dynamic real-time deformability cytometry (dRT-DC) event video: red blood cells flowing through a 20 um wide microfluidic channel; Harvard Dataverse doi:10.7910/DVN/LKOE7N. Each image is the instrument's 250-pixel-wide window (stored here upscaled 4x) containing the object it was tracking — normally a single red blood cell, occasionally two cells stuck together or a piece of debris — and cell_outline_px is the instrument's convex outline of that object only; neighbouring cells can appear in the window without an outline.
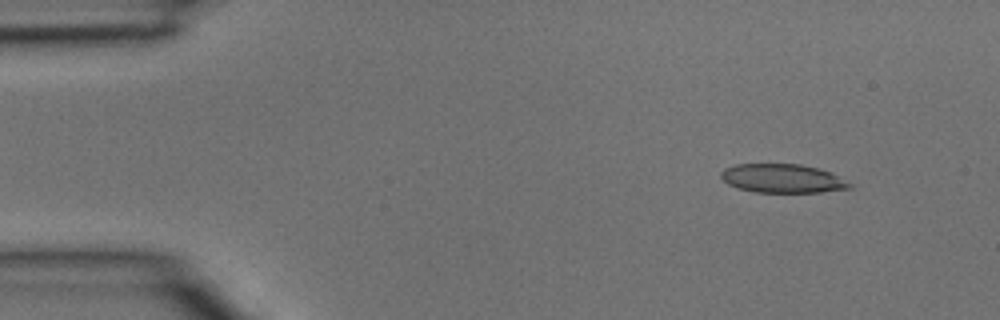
{"species": "common noctule bat (a hibernating species)", "species_latin": "Nyctalus noctula", "temperature_condition": "room temperature", "stored_images_in_passage": 40, "camera_frame_rate_fps": 3000, "um_per_image_px": 0.085, "animal": {"sex": "male", "body_mass_g": 15.6}, "frame": {"image": 1, "passage_image": 4, "time_ms": 1.0, "image_size_px": [1000, 320], "cell_outline_px": [[852, 188], [820, 192], [752, 192], [736, 188], [728, 184], [720, 176], [720, 172], [724, 168], [736, 164], [800, 164], [820, 168], [832, 172], [852, 184]], "centroid_in_image_um": [66.51, 15.16], "position_along_channel_um": 18.5, "area_um2": 21.79}}
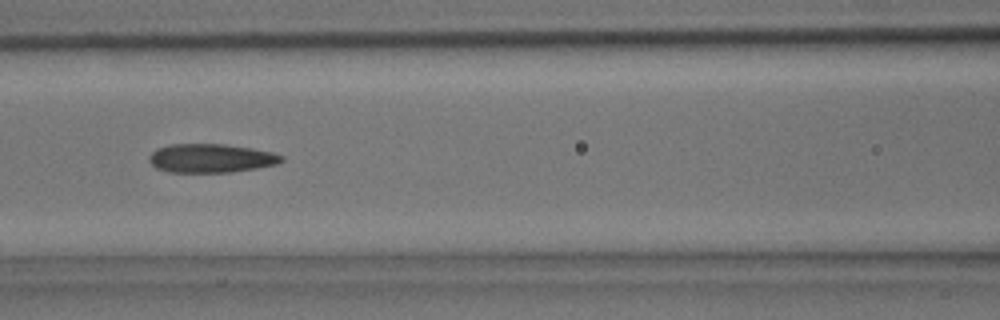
{"frame": {"image": 2, "passage_image": 17, "time_ms": 5.333, "image_size_px": [1000, 320], "cell_outline_px": [[284, 160], [276, 164], [256, 168], [232, 172], [168, 172], [156, 168], [148, 160], [148, 156], [156, 148], [168, 144], [224, 144], [252, 148], [272, 152], [284, 156]], "centroid_in_image_um": [17.91, 13.44], "position_along_channel_um": 148.7, "area_um2": 22.31}}
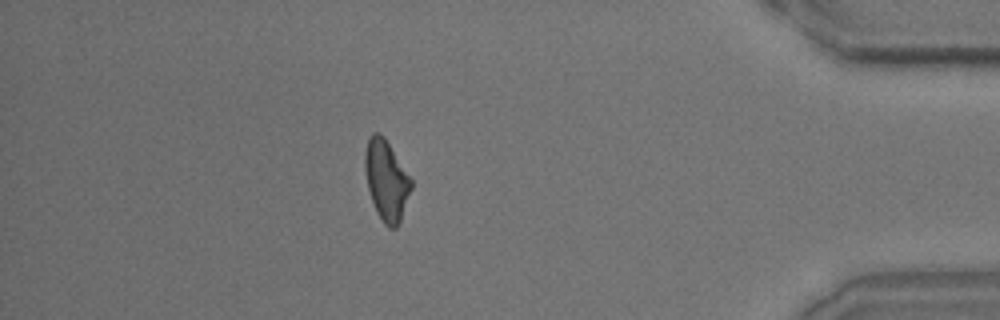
{"frame": {"image": 3, "passage_image": 35, "time_ms": 11.333, "image_size_px": [1000, 320], "cell_outline_px": [[412, 188], [400, 224], [396, 228], [388, 228], [384, 224], [376, 212], [368, 188], [364, 168], [364, 152], [368, 136], [372, 132], [380, 132], [384, 136], [412, 180]], "centroid_in_image_um": [32.83, 15.32], "position_along_channel_um": 402.4, "area_um2": 21.91}}